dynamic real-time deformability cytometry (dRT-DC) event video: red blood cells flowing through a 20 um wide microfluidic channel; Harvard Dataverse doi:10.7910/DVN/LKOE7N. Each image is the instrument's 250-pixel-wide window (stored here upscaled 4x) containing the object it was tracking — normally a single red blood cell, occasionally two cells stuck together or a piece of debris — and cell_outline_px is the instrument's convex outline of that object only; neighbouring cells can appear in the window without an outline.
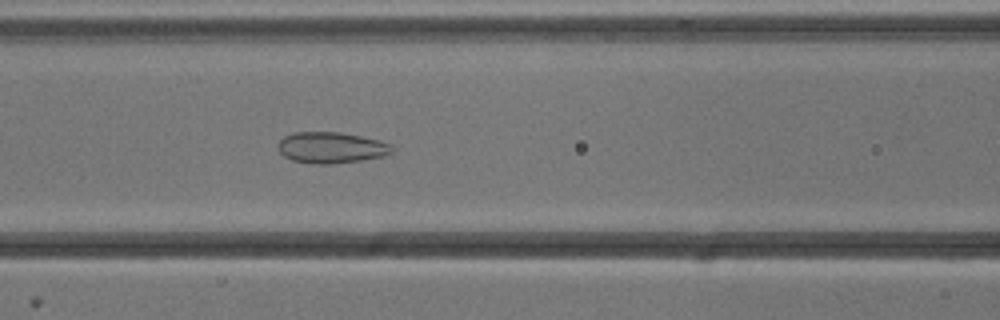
{"species": "common noctule bat (a hibernating species)", "species_latin": "Nyctalus noctula", "temperature_condition": "cold", "stored_images_in_passage": 45, "camera_frame_rate_fps": 3000, "um_per_image_px": 0.085, "animal": {"sex": "male", "body_mass_g": 13.3}, "frame": {"image": 1, "passage_image": 14, "time_ms": 4.333, "image_size_px": [1000, 320], "cell_outline_px": [[396, 148], [392, 152], [384, 156], [364, 160], [332, 164], [316, 164], [292, 160], [284, 156], [280, 152], [280, 140], [284, 136], [292, 132], [340, 132], [380, 140], [392, 144]], "centroid_in_image_um": [28.21, 12.55], "position_along_channel_um": 138.4, "area_um2": 20.81}}
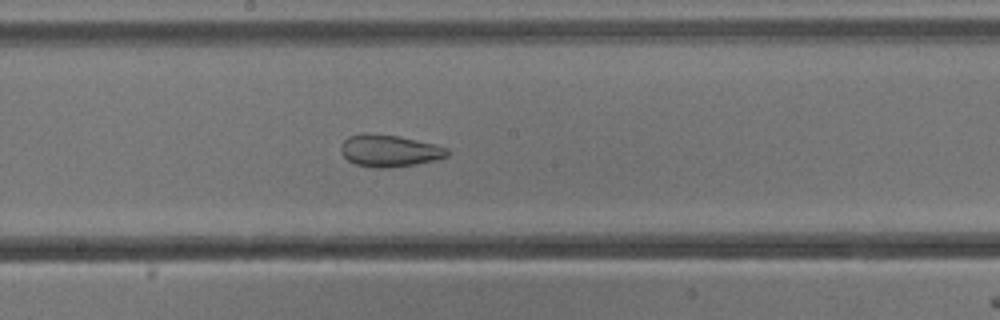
{"frame": {"image": 2, "passage_image": 20, "time_ms": 6.333, "image_size_px": [1000, 320], "cell_outline_px": [[448, 156], [436, 160], [416, 164], [384, 168], [376, 168], [356, 164], [348, 160], [340, 152], [340, 144], [348, 136], [396, 136], [416, 140], [448, 148]], "centroid_in_image_um": [33.11, 12.86], "position_along_channel_um": 215.1, "area_um2": 19.07}}
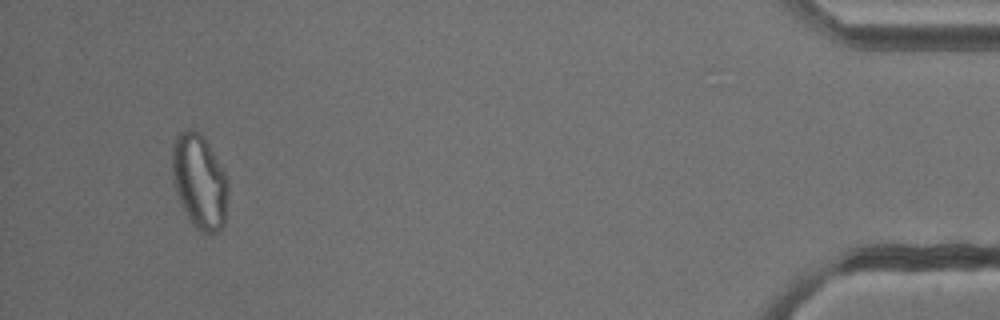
{"frame": {"image": 3, "passage_image": 42, "time_ms": 13.667, "image_size_px": [1000, 320], "cell_outline_px": [[228, 192], [224, 224], [216, 232], [200, 232], [192, 224], [184, 212], [172, 184], [172, 144], [176, 136], [180, 132], [188, 128], [192, 128], [200, 132], [204, 136], [224, 172], [228, 180]], "centroid_in_image_um": [16.93, 15.4], "position_along_channel_um": 418.3, "area_um2": 31.1}, "authors_computed_cell_mechanics": {"area_um2": 25.8944, "velocity_mm_per_s": 3.8368, "shape_relaxation_time_tau1_ms": null, "shape_relaxation_time_tau2_ms": 1.2127, "deformation_change_tau1": null, "deformation_change_tau2": 0.0795}}